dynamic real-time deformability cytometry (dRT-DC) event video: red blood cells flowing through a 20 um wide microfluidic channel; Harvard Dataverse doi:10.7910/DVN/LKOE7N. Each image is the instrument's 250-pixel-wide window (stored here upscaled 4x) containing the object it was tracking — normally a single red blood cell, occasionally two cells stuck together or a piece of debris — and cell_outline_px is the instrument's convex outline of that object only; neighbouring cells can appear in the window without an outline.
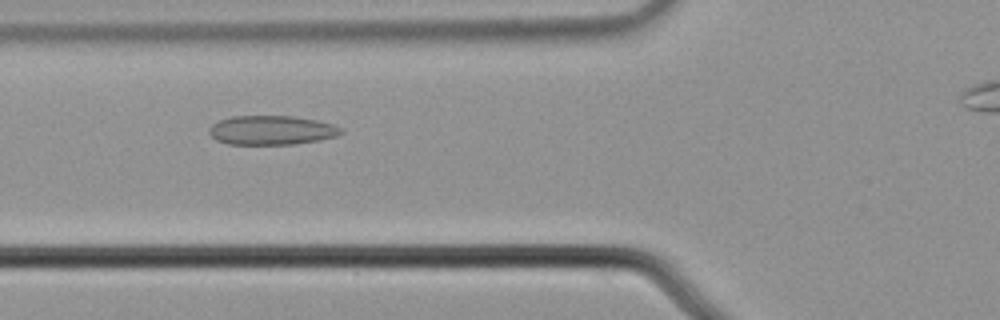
{"species": "common noctule bat (a hibernating species)", "species_latin": "Nyctalus noctula", "temperature_condition": "cold", "stored_images_in_passage": 8, "camera_frame_rate_fps": 3000, "um_per_image_px": 0.085, "animal": {"sex": "male", "body_mass_g": 21.5, "forearm_length_mm": 52.0}, "frame": {"image": 1, "passage_image": 5, "time_ms": 1.333, "image_size_px": [1000, 320], "cell_outline_px": [[344, 132], [336, 136], [320, 140], [296, 144], [228, 144], [216, 140], [208, 132], [208, 128], [212, 124], [220, 120], [232, 116], [292, 116], [316, 120], [332, 124], [344, 128]], "centroid_in_image_um": [23.1, 11.07], "position_along_channel_um": 102.7, "area_um2": 22.54}}
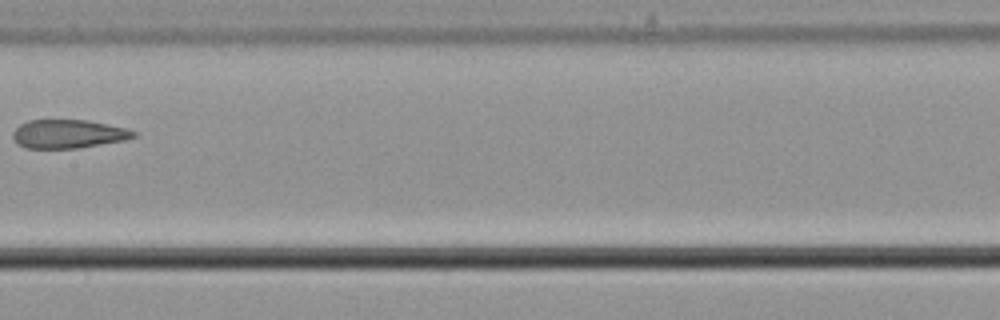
{"frame": {"image": 2, "passage_image": 7, "time_ms": 2.0, "image_size_px": [1000, 320], "cell_outline_px": [[136, 136], [124, 140], [80, 148], [24, 148], [16, 144], [12, 136], [12, 132], [20, 124], [28, 120], [88, 120], [128, 128], [136, 132]], "centroid_in_image_um": [5.78, 11.38], "position_along_channel_um": 201.6, "area_um2": 20.29}}
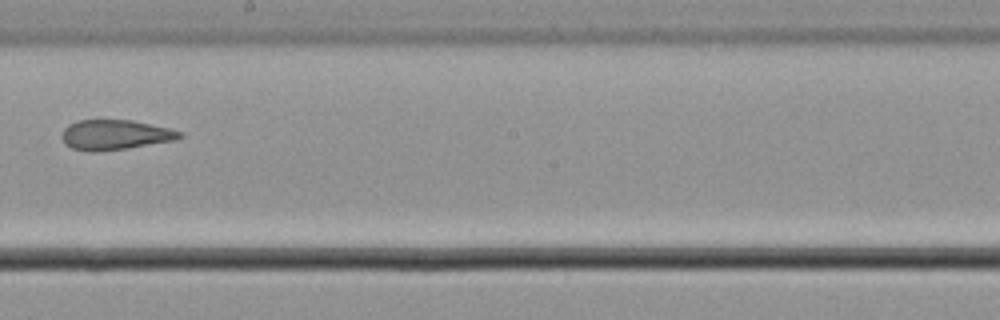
{"frame": {"image": 3, "passage_image": 8, "time_ms": 2.333, "image_size_px": [1000, 320], "cell_outline_px": [[184, 136], [176, 140], [128, 148], [96, 152], [92, 152], [72, 148], [64, 144], [60, 136], [64, 128], [68, 124], [76, 120], [132, 120], [168, 128], [184, 132]], "centroid_in_image_um": [9.76, 11.46], "position_along_channel_um": 238.4, "area_um2": 20.81}}